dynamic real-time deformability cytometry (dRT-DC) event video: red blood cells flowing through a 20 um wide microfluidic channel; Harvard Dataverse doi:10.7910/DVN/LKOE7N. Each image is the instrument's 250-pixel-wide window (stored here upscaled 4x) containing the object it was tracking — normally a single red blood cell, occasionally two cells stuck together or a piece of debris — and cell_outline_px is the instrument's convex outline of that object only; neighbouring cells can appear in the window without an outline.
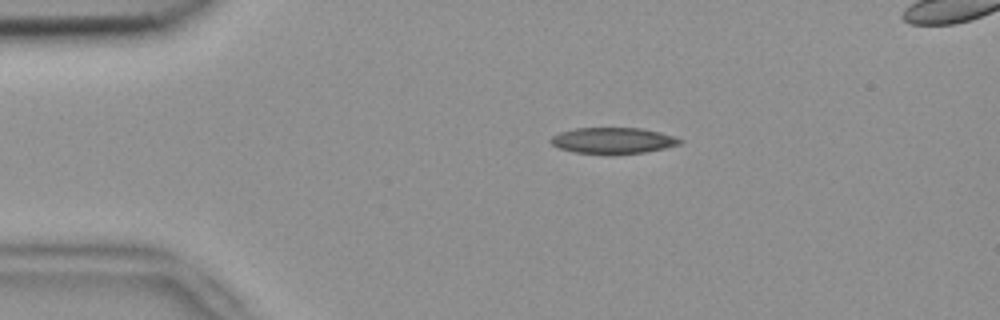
{"species": "common noctule bat (a hibernating species)", "species_latin": "Nyctalus noctula", "temperature_condition": "room temperature", "stored_images_in_passage": 3, "segment_of_instrument_passage": [1, 2], "camera_frame_rate_fps": 3000, "um_per_image_px": 0.085, "animal": {"sex": "female", "body_mass_g": 18.4}, "frame": {"image": 1, "passage_image": 1, "time_ms": 0.0, "image_size_px": [1000, 320], "cell_outline_px": [[684, 140], [680, 144], [664, 148], [644, 152], [612, 156], [576, 152], [560, 148], [552, 144], [548, 140], [552, 136], [560, 132], [576, 128], [640, 128], [660, 132]], "centroid_in_image_um": [52.09, 11.97], "position_along_channel_um": 32.9, "area_um2": 19.88}}